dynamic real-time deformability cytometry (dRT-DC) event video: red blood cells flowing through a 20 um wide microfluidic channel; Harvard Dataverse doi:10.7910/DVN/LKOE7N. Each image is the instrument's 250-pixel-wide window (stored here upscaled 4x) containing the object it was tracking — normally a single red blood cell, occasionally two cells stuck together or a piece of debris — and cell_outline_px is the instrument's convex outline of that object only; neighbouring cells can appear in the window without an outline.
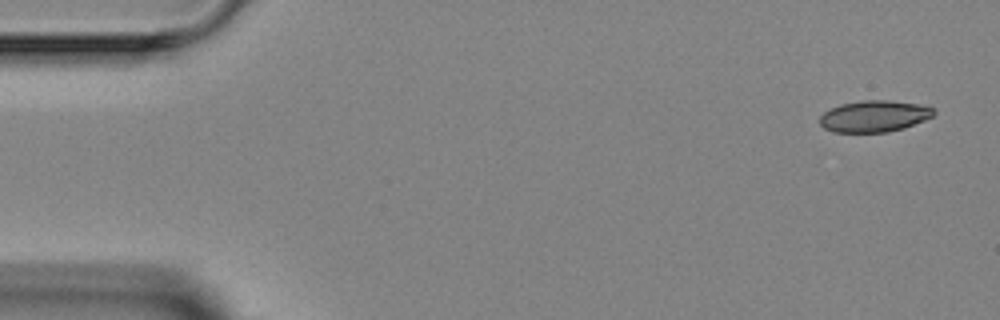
{"species": "Egyptian fruit bat (a non-hibernating species)", "species_latin": "Rousettus aegyptiacus", "temperature_condition": "room temperature", "stored_images_in_passage": 4, "camera_frame_rate_fps": 3000, "um_per_image_px": 0.085, "animal": {"sex": "female"}, "frame": {"image": 1, "passage_image": 1, "time_ms": 0.0, "image_size_px": [1000, 320], "cell_outline_px": [[936, 112], [932, 116], [924, 120], [904, 128], [888, 132], [832, 132], [824, 128], [820, 124], [820, 116], [824, 112], [840, 104], [860, 100], [888, 100], [920, 104], [932, 108]], "centroid_in_image_um": [74.29, 9.87], "position_along_channel_um": 10.7, "area_um2": 20.92}}
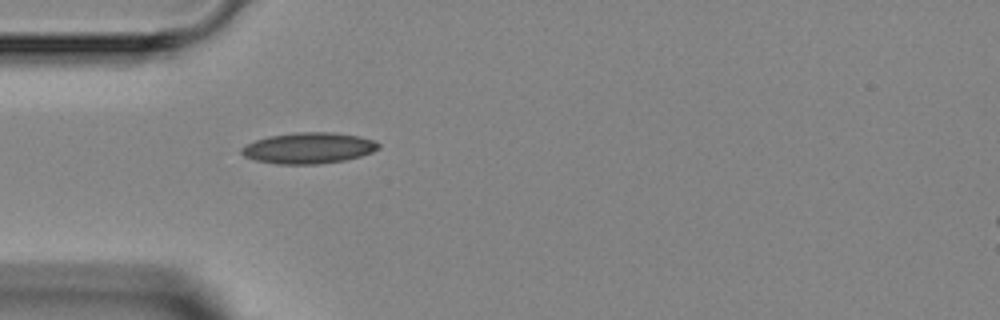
{"frame": {"image": 2, "passage_image": 4, "time_ms": 4.0, "image_size_px": [1000, 320], "cell_outline_px": [[380, 148], [372, 152], [360, 156], [344, 160], [316, 164], [276, 164], [256, 160], [244, 156], [240, 152], [240, 148], [256, 140], [268, 136], [296, 132], [332, 132], [360, 136], [372, 140], [380, 144]], "centroid_in_image_um": [26.23, 12.58], "position_along_channel_um": 58.8, "area_um2": 24.68}}